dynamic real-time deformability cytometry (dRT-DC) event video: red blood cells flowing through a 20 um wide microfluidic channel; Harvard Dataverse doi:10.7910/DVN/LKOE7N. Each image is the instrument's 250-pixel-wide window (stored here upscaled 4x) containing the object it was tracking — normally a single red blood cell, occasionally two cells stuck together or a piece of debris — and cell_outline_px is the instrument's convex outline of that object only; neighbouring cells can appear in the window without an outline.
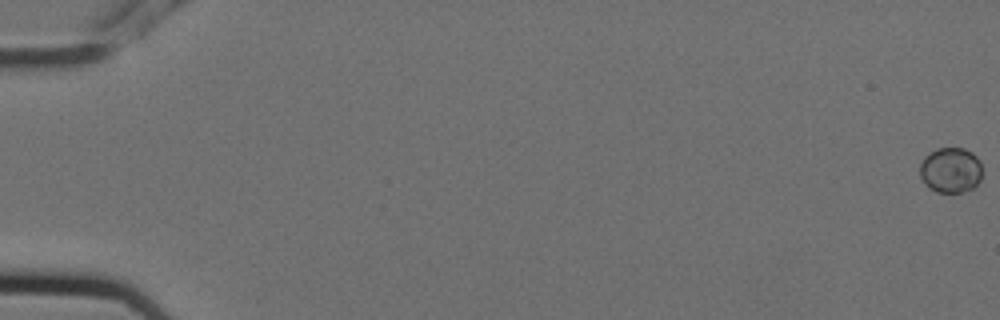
{"species": "Egyptian fruit bat (a non-hibernating species)", "species_latin": "Rousettus aegyptiacus", "temperature_condition": "cold", "stored_images_in_passage": 4, "camera_frame_rate_fps": 3000, "um_per_image_px": 0.085, "animal": {"sex": "female"}, "frame": {"image": 1, "passage_image": 1, "time_ms": 0.0, "image_size_px": [1000, 320], "cell_outline_px": [[984, 172], [980, 180], [972, 188], [960, 192], [936, 192], [924, 184], [920, 176], [920, 164], [924, 156], [928, 152], [936, 148], [964, 148], [972, 152], [980, 160]], "centroid_in_image_um": [80.81, 14.44], "position_along_channel_um": 4.2, "area_um2": 16.82}}
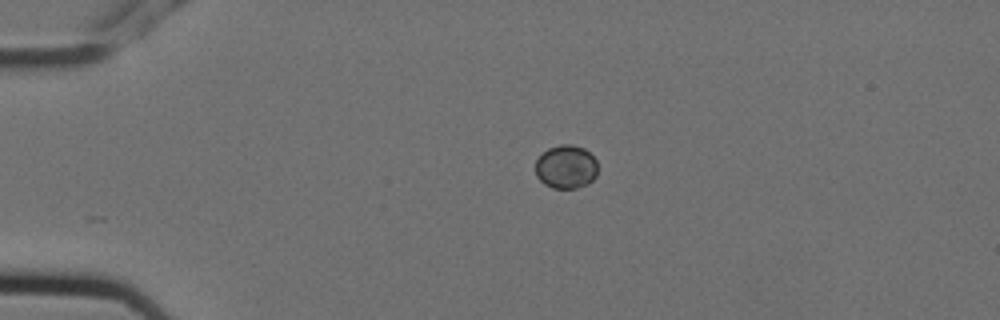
{"frame": {"image": 2, "passage_image": 4, "time_ms": 1.0, "image_size_px": [1000, 320], "cell_outline_px": [[596, 176], [588, 184], [576, 188], [552, 188], [544, 184], [536, 176], [536, 160], [548, 148], [560, 144], [572, 144], [584, 148], [596, 160]], "centroid_in_image_um": [48.11, 14.18], "position_along_channel_um": 36.9, "area_um2": 15.78}}